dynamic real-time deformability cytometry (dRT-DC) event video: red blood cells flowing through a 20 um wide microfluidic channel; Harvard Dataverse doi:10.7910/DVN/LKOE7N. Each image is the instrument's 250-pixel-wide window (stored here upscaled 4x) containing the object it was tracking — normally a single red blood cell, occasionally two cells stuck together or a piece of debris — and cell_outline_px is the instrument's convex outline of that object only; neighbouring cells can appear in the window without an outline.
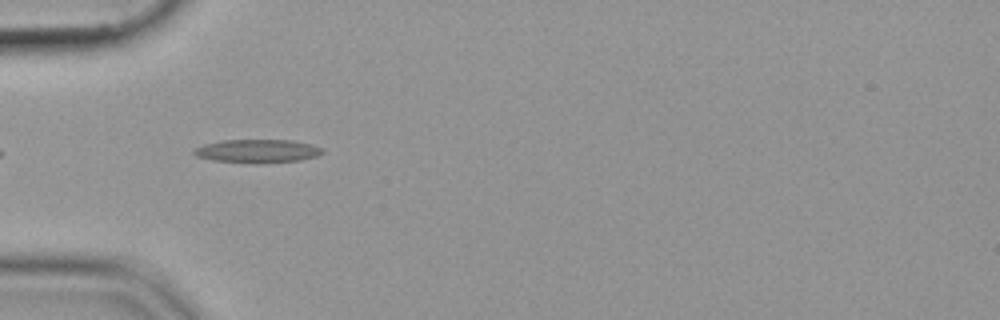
{"species": "common noctule bat (a hibernating species)", "species_latin": "Nyctalus noctula", "temperature_condition": "cold", "stored_images_in_passage": 39, "camera_frame_rate_fps": 3000, "um_per_image_px": 0.085, "animal": {"sex": "female", "body_mass_g": 19.9}, "frame": {"image": 1, "passage_image": 2, "time_ms": 0.333, "image_size_px": [1000, 320], "cell_outline_px": [[324, 152], [316, 156], [300, 160], [256, 164], [212, 160], [196, 156], [192, 152], [196, 148], [204, 144], [220, 140], [292, 140], [308, 144], [320, 148]], "centroid_in_image_um": [21.83, 12.85], "position_along_channel_um": 63.2, "area_um2": 17.46}}
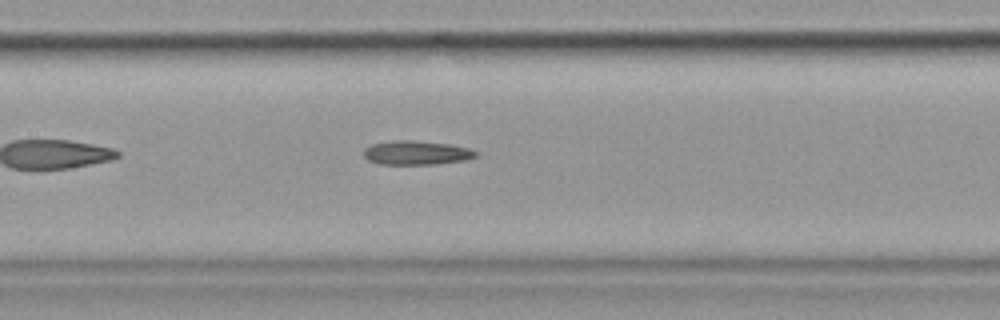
{"frame": {"image": 2, "passage_image": 11, "time_ms": 3.333, "image_size_px": [1000, 320], "cell_outline_px": [[480, 152], [476, 156], [464, 160], [432, 164], [376, 164], [368, 160], [364, 156], [364, 148], [372, 144], [396, 140], [412, 140], [452, 144], [468, 148]], "centroid_in_image_um": [35.39, 12.98], "position_along_channel_um": 172.0, "area_um2": 15.72}}
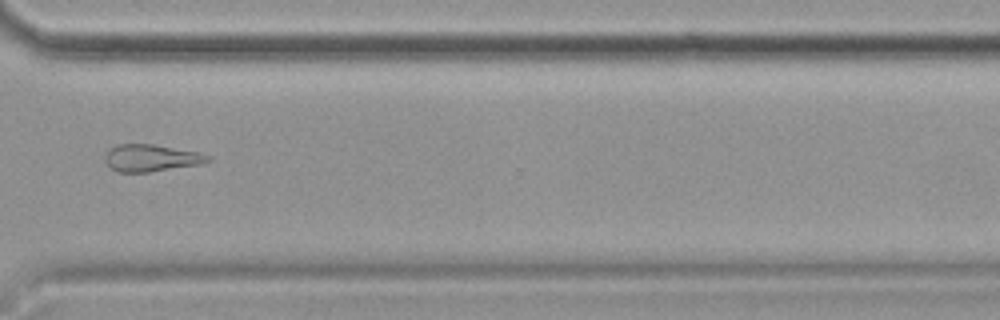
{"frame": {"image": 3, "passage_image": 26, "time_ms": 8.333, "image_size_px": [1000, 320], "cell_outline_px": [[212, 160], [200, 164], [148, 172], [116, 172], [104, 160], [104, 156], [112, 148], [120, 144], [152, 144], [200, 152], [212, 156]], "centroid_in_image_um": [12.89, 13.43], "position_along_channel_um": 357.7, "area_um2": 16.13}}